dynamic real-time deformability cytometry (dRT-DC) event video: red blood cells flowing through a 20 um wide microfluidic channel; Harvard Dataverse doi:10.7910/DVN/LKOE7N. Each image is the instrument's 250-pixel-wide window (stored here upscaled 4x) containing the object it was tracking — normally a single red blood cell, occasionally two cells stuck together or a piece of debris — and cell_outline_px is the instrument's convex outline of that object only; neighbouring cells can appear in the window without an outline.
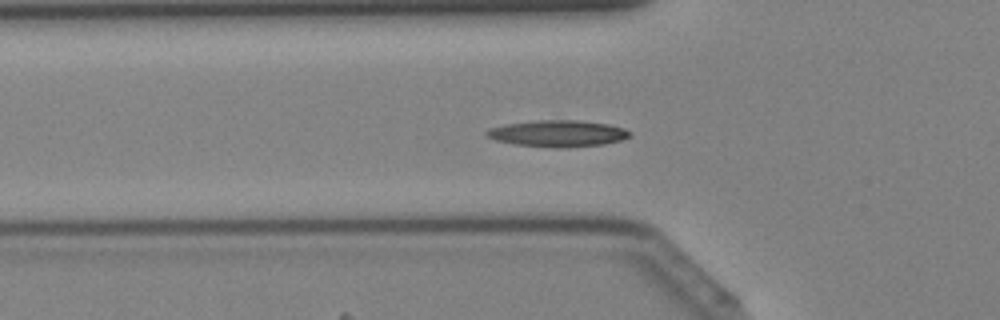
{"species": "Egyptian fruit bat (a non-hibernating species)", "species_latin": "Rousettus aegyptiacus", "temperature_condition": "cold", "stored_images_in_passage": 42, "camera_frame_rate_fps": 3000, "um_per_image_px": 0.085, "animal": {"sex": "female"}, "frame": {"image": 1, "passage_image": 14, "time_ms": 4.333, "image_size_px": [1000, 320], "cell_outline_px": [[632, 136], [620, 140], [604, 144], [560, 148], [516, 144], [496, 140], [488, 136], [484, 132], [488, 128], [508, 124], [536, 120], [580, 120], [608, 124], [624, 128], [632, 132]], "centroid_in_image_um": [47.45, 11.34], "position_along_channel_um": 78.3, "area_um2": 22.02}}
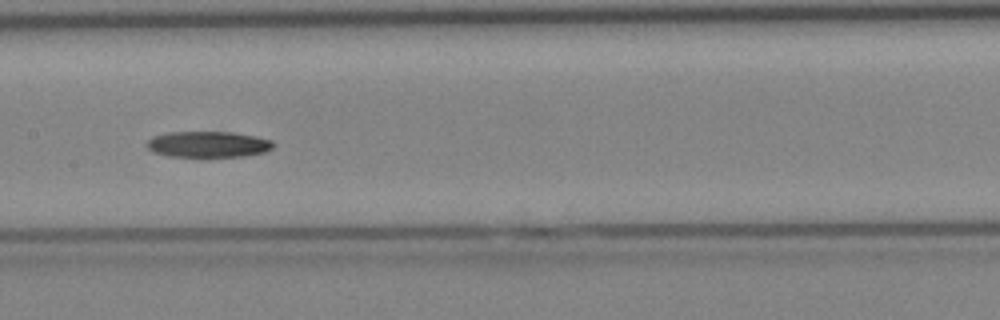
{"frame": {"image": 2, "passage_image": 21, "time_ms": 6.667, "image_size_px": [1000, 320], "cell_outline_px": [[272, 148], [264, 152], [244, 156], [168, 156], [152, 152], [144, 144], [152, 136], [168, 132], [232, 132], [256, 136], [272, 140]], "centroid_in_image_um": [17.64, 12.26], "position_along_channel_um": 189.8, "area_um2": 19.13}}
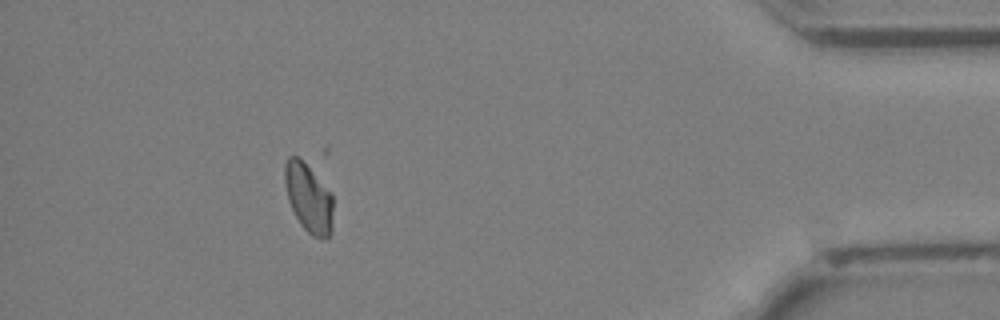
{"frame": {"image": 3, "passage_image": 38, "time_ms": 12.333, "image_size_px": [1000, 320], "cell_outline_px": [[332, 232], [324, 240], [320, 240], [312, 236], [300, 224], [288, 200], [284, 184], [284, 164], [288, 156], [296, 156], [308, 168], [332, 196]], "centroid_in_image_um": [26.2, 16.89], "position_along_channel_um": 409.0, "area_um2": 18.96}}